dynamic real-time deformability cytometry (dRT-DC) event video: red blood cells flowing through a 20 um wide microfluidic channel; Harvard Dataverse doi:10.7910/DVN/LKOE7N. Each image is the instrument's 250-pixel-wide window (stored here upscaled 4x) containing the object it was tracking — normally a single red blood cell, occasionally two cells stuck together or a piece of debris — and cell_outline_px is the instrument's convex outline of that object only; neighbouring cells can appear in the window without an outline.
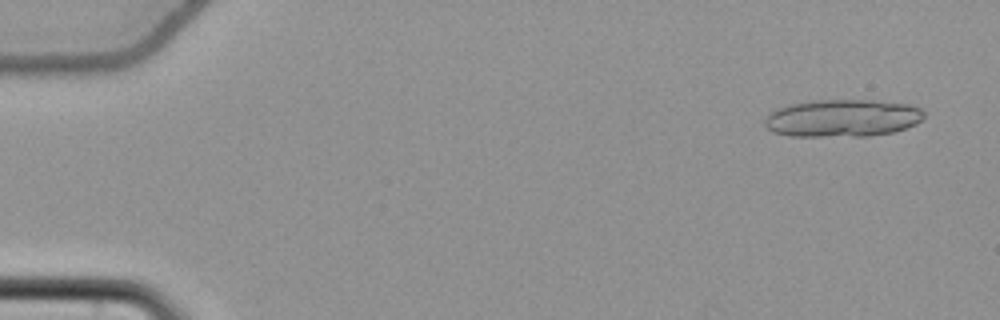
{"species": "common noctule bat (a hibernating species)", "species_latin": "Nyctalus noctula", "temperature_condition": "cold", "stored_images_in_passage": 14, "camera_frame_rate_fps": 3000, "um_per_image_px": 0.085, "animal": {"sex": "female", "body_mass_g": 22.7, "forearm_length_mm": 54.2}, "frame": {"image": 1, "passage_image": 3, "time_ms": 0.667, "image_size_px": [1000, 320], "cell_outline_px": [[924, 116], [916, 124], [892, 132], [868, 136], [788, 136], [772, 132], [764, 124], [764, 120], [772, 112], [780, 108], [792, 104], [816, 100], [872, 100], [908, 104], [920, 108], [924, 112]], "centroid_in_image_um": [71.62, 10.05], "position_along_channel_um": 13.4, "area_um2": 34.56}}